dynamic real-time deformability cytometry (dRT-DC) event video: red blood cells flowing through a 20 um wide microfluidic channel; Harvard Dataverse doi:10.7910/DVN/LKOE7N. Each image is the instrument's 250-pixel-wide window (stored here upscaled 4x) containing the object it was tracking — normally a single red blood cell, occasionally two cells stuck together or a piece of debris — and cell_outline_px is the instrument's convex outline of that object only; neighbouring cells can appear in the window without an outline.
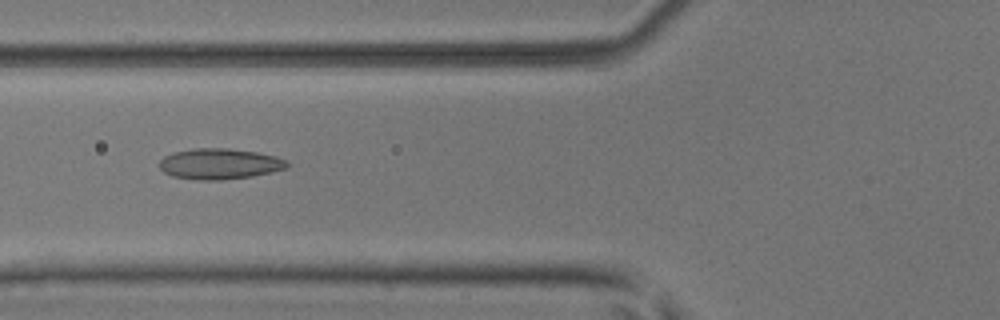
{"species": "common noctule bat (a hibernating species)", "species_latin": "Nyctalus noctula", "temperature_condition": "room temperature", "stored_images_in_passage": 52, "camera_frame_rate_fps": 3000, "um_per_image_px": 0.085, "animal": {"sex": "male", "body_mass_g": 17.9, "forearm_length_mm": 54.2}, "frame": {"image": 1, "passage_image": 20, "time_ms": 6.333, "image_size_px": [1000, 320], "cell_outline_px": [[288, 168], [272, 172], [252, 176], [220, 180], [200, 180], [172, 176], [164, 172], [160, 168], [160, 160], [164, 156], [172, 152], [192, 148], [228, 148], [256, 152], [276, 156], [288, 160]], "centroid_in_image_um": [18.67, 13.92], "position_along_channel_um": 107.1, "area_um2": 23.0}}
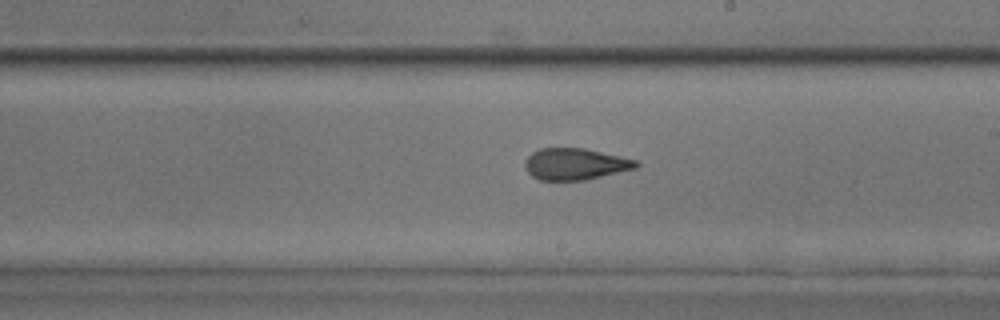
{"frame": {"image": 2, "passage_image": 30, "time_ms": 9.667, "image_size_px": [1000, 320], "cell_outline_px": [[640, 164], [636, 168], [584, 180], [540, 180], [532, 176], [528, 172], [524, 164], [524, 160], [532, 152], [540, 148], [584, 148], [620, 156], [636, 160]], "centroid_in_image_um": [48.87, 13.94], "position_along_channel_um": 240.1, "area_um2": 20.35}}
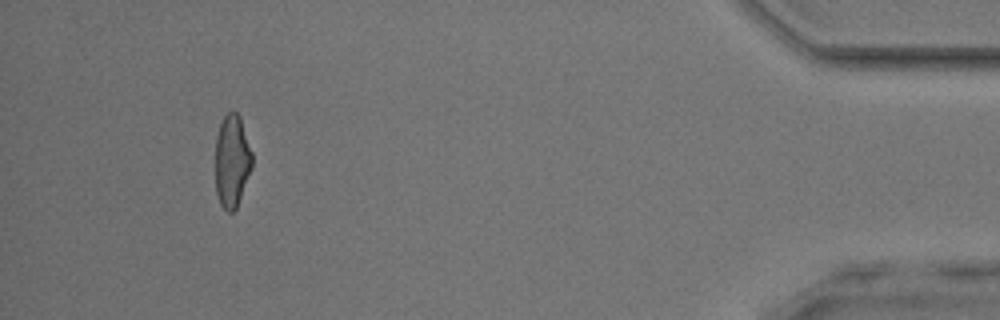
{"frame": {"image": 3, "passage_image": 48, "time_ms": 15.667, "image_size_px": [1000, 320], "cell_outline_px": [[252, 168], [236, 208], [232, 212], [228, 212], [220, 204], [216, 192], [216, 136], [220, 124], [224, 116], [232, 108], [240, 116], [252, 152]], "centroid_in_image_um": [19.72, 13.65], "position_along_channel_um": 415.5, "area_um2": 19.88}, "authors_computed_cell_mechanics": {"area_um2": 21.3571, "velocity_mm_per_s": 4.0027, "shape_relaxation_time_tau1_ms": null, "shape_relaxation_time_tau2_ms": 1.089, "deformation_change_tau1": null, "deformation_change_tau2": 0.0855}}